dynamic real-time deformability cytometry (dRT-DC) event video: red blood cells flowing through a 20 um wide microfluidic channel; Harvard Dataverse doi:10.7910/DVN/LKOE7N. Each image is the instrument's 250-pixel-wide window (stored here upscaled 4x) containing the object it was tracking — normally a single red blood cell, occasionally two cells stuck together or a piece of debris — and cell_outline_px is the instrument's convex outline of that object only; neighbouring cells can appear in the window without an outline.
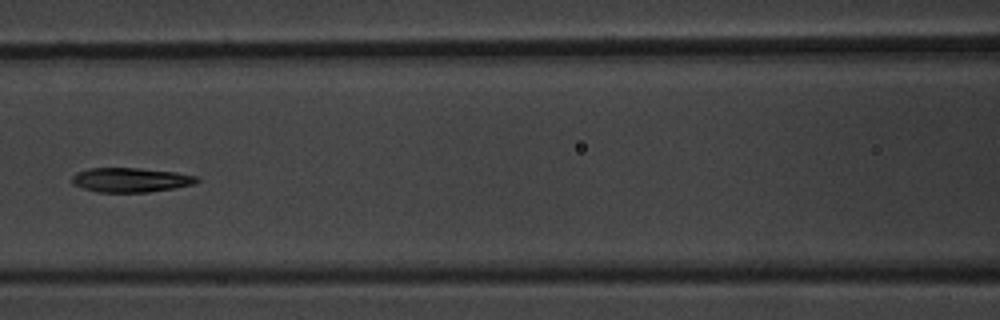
{"species": "common noctule bat (a hibernating species)", "species_latin": "Nyctalus noctula", "temperature_condition": "warm", "stored_images_in_passage": 7, "camera_frame_rate_fps": 3000, "um_per_image_px": 0.085, "animal": {"sex": "male", "body_mass_g": 20.1, "forearm_length_mm": 53.5}, "frame": {"image": 1, "passage_image": 7, "time_ms": 7.667, "image_size_px": [1000, 320], "cell_outline_px": [[200, 180], [196, 184], [176, 188], [148, 192], [96, 192], [72, 184], [72, 176], [76, 172], [88, 168], [140, 168], [176, 172], [196, 176]], "centroid_in_image_um": [11.12, 15.29], "position_along_channel_um": 155.5, "area_um2": 17.92}}